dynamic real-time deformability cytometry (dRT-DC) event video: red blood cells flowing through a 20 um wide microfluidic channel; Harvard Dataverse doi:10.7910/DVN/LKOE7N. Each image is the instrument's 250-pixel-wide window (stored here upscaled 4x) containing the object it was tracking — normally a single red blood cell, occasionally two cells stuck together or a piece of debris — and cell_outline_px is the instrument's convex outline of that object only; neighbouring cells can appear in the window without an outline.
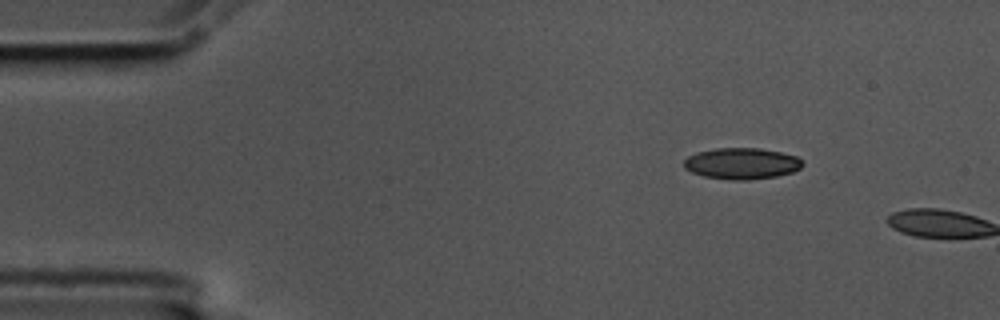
{"species": "common noctule bat (a hibernating species)", "species_latin": "Nyctalus noctula", "temperature_condition": "cold", "stored_images_in_passage": 2, "camera_frame_rate_fps": 3000, "um_per_image_px": 0.085, "animal": {"sex": "male", "body_mass_g": 17.5, "forearm_length_mm": 52.3}, "frame": {"image": 1, "passage_image": 1, "time_ms": 0.0, "image_size_px": [1000, 320], "cell_outline_px": [[804, 164], [800, 168], [792, 172], [776, 176], [748, 180], [728, 180], [704, 176], [692, 172], [684, 168], [684, 160], [688, 156], [696, 152], [716, 148], [760, 148], [780, 152], [796, 156]], "centroid_in_image_um": [63.02, 13.9], "position_along_channel_um": 22.0, "area_um2": 21.62}}